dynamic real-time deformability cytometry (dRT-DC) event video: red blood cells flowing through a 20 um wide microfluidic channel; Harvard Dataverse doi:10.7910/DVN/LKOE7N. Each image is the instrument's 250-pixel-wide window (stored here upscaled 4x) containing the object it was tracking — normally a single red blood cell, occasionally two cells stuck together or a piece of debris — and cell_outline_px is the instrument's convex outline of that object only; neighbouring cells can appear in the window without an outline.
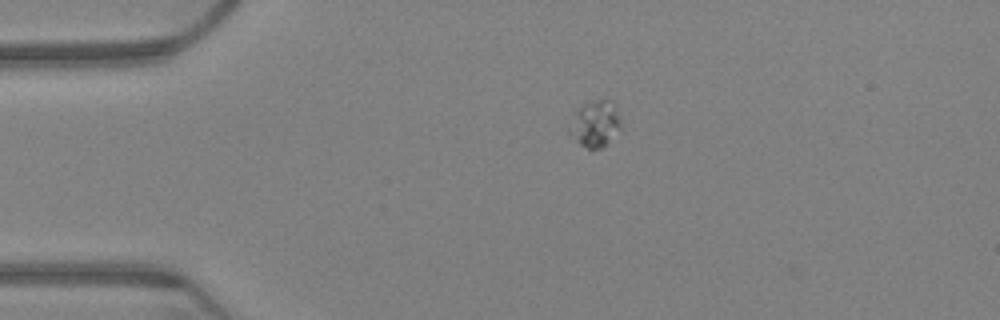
{"species": "Egyptian fruit bat (a non-hibernating species)", "species_latin": "Rousettus aegyptiacus", "temperature_condition": "warm", "stored_images_in_passage": 53, "camera_frame_rate_fps": 3000, "um_per_image_px": 0.085, "animal": {"sex": "female"}, "frame": {"image": 1, "passage_image": 1, "time_ms": 0.0, "image_size_px": [1000, 320], "cell_outline_px": [[620, 128], [604, 148], [588, 148], [580, 144], [568, 136], [568, 128], [580, 104], [588, 100], [612, 100], [620, 116]], "centroid_in_image_um": [50.56, 10.51], "position_along_channel_um": 34.4, "area_um2": 14.1}}
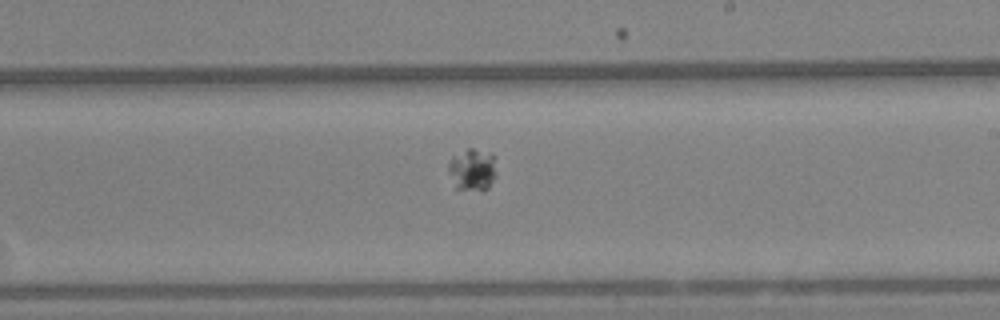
{"frame": {"image": 2, "passage_image": 26, "time_ms": 8.333, "image_size_px": [1000, 320], "cell_outline_px": [[496, 176], [488, 188], [456, 188], [448, 172], [448, 160], [452, 156], [468, 148], [472, 148], [492, 152], [496, 172]], "centroid_in_image_um": [40.14, 14.35], "position_along_channel_um": 248.9, "area_um2": 11.62}}
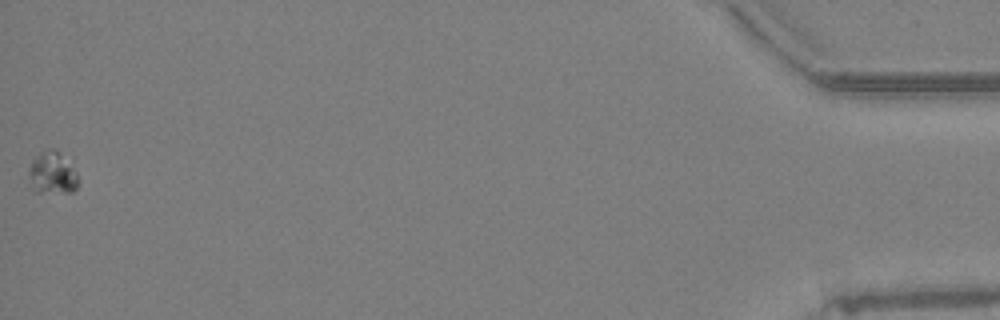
{"frame": {"image": 3, "passage_image": 53, "time_ms": 17.333, "image_size_px": [1000, 320], "cell_outline_px": [[76, 188], [72, 192], [36, 192], [32, 188], [28, 176], [28, 168], [32, 160], [40, 152], [52, 148], [56, 148], [76, 172]], "centroid_in_image_um": [4.39, 14.7], "position_along_channel_um": 430.8, "area_um2": 12.02}}